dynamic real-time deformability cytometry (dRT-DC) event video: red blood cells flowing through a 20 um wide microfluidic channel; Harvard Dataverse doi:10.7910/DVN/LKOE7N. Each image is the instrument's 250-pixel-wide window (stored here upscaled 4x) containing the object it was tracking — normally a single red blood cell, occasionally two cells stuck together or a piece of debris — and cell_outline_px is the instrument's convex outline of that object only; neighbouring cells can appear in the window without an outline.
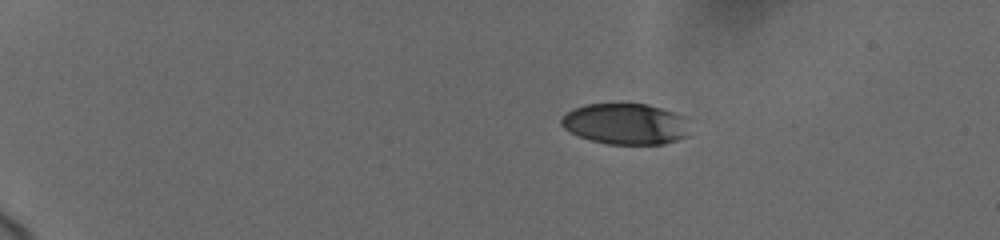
{"species": "human", "species_latin": "Homo sapiens", "temperature_condition": "cold", "stored_images_in_passage": 14, "camera_frame_rate_fps": 3000, "um_per_image_px": 0.085, "donor": {"sex": "female"}, "frame": {"image": 1, "passage_image": 1, "time_ms": 0.0, "image_size_px": [1000, 240], "cell_outline_px": [[688, 136], [664, 144], [608, 144], [592, 140], [580, 136], [564, 128], [560, 124], [560, 120], [572, 108], [588, 104], [648, 104], [688, 116]], "centroid_in_image_um": [53.23, 10.53], "position_along_channel_um": 31.8, "area_um2": 30.81}}
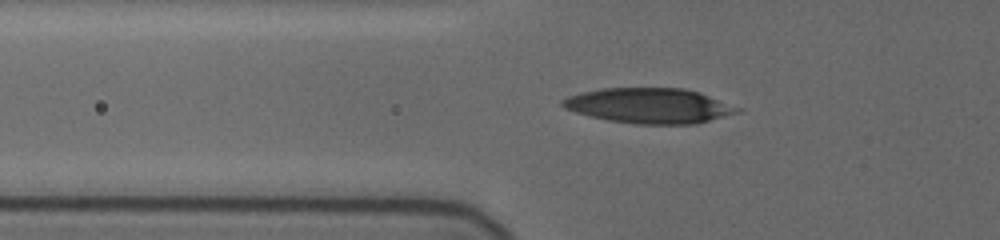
{"frame": {"image": 2, "passage_image": 10, "time_ms": 3.667, "image_size_px": [1000, 240], "cell_outline_px": [[744, 108], [740, 112], [696, 124], [636, 124], [608, 120], [576, 112], [564, 108], [560, 104], [560, 100], [568, 96], [580, 92], [604, 88], [684, 88], [700, 92]], "centroid_in_image_um": [55.23, 8.98], "position_along_channel_um": 70.6, "area_um2": 36.07}}
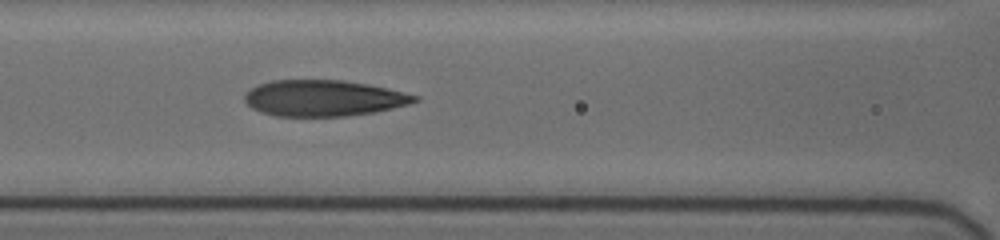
{"frame": {"image": 3, "passage_image": 14, "time_ms": 5.667, "image_size_px": [1000, 240], "cell_outline_px": [[420, 100], [408, 104], [376, 112], [344, 116], [276, 116], [260, 112], [252, 108], [244, 100], [244, 96], [256, 84], [272, 80], [344, 80], [368, 84], [388, 88], [420, 96]], "centroid_in_image_um": [27.52, 8.34], "position_along_channel_um": 139.1, "area_um2": 35.89}}